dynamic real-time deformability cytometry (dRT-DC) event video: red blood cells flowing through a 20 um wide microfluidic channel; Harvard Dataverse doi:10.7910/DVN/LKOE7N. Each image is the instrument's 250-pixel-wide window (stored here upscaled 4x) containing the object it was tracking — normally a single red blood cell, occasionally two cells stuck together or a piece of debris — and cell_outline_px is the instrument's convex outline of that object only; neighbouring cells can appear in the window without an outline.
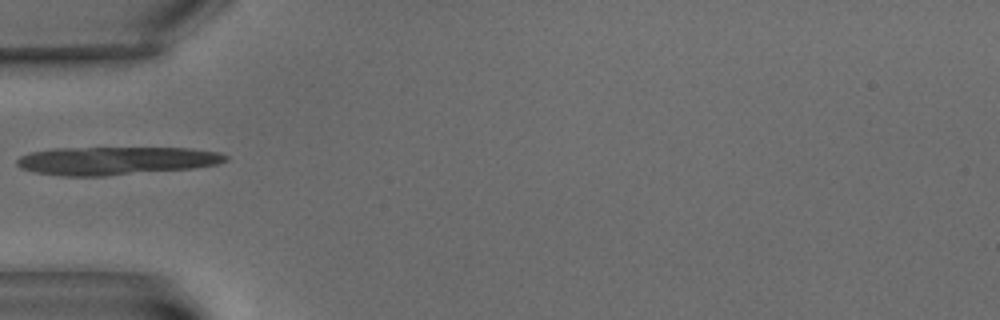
{"species": "common noctule bat (a hibernating species)", "species_latin": "Nyctalus noctula", "temperature_condition": "warm", "stored_images_in_passage": 5, "camera_frame_rate_fps": 3000, "um_per_image_px": 0.085, "animal": {"sex": "male", "body_mass_g": 15.6}, "frame": {"image": 1, "passage_image": 1, "time_ms": 0.0, "image_size_px": [1000, 320], "cell_outline_px": [[228, 160], [220, 164], [192, 168], [104, 176], [64, 176], [36, 172], [20, 168], [16, 164], [16, 160], [20, 156], [28, 152], [52, 148], [192, 148], [220, 152], [228, 156]], "centroid_in_image_um": [9.86, 13.65], "position_along_channel_um": 75.1, "area_um2": 34.39}}
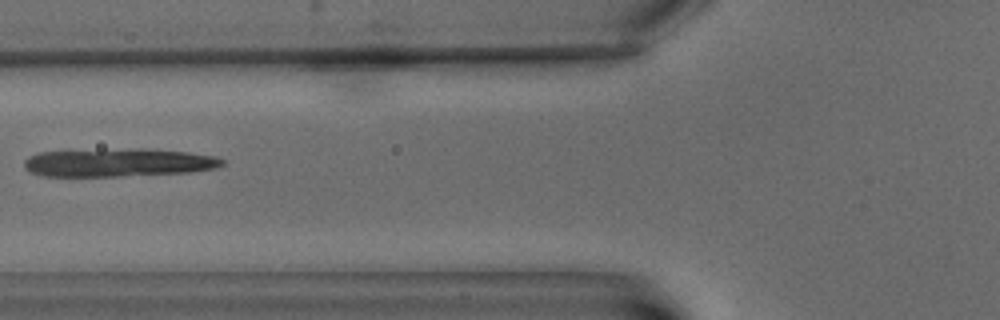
{"frame": {"image": 2, "passage_image": 2, "time_ms": 1.333, "image_size_px": [1000, 320], "cell_outline_px": [[228, 164], [216, 168], [192, 172], [120, 176], [40, 176], [24, 168], [24, 160], [28, 156], [36, 152], [136, 148], [144, 148], [188, 152], [216, 156], [224, 160]], "centroid_in_image_um": [10.09, 13.81], "position_along_channel_um": 115.7, "area_um2": 32.95}}
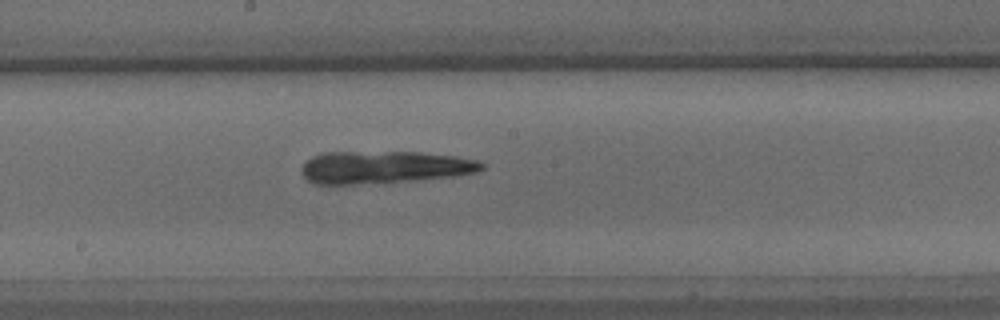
{"frame": {"image": 3, "passage_image": 5, "time_ms": 4.667, "image_size_px": [1000, 320], "cell_outline_px": [[484, 168], [476, 172], [456, 176], [416, 180], [352, 184], [316, 184], [308, 180], [300, 172], [300, 168], [304, 160], [312, 156], [324, 152], [420, 152], [456, 156], [476, 160], [484, 164]], "centroid_in_image_um": [32.62, 14.2], "position_along_channel_um": 215.6, "area_um2": 34.22}}